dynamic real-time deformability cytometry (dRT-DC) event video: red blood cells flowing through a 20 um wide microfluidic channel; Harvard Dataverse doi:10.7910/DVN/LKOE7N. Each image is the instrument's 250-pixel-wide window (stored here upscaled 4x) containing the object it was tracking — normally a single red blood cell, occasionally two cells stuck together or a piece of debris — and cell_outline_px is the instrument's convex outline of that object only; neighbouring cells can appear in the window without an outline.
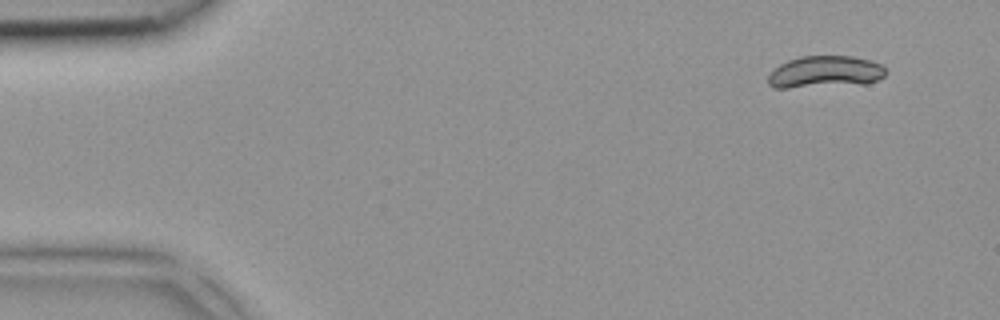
{"species": "common noctule bat (a hibernating species)", "species_latin": "Nyctalus noctula", "temperature_condition": "room temperature", "stored_images_in_passage": 5, "camera_frame_rate_fps": 3000, "um_per_image_px": 0.085, "animal": {"sex": "female", "body_mass_g": 18.4}, "frame": {"image": 1, "passage_image": 1, "time_ms": 0.0, "image_size_px": [1000, 320], "cell_outline_px": [[888, 72], [884, 76], [868, 84], [788, 88], [772, 88], [768, 84], [768, 76], [780, 64], [788, 60], [800, 56], [852, 56], [872, 60], [884, 64]], "centroid_in_image_um": [70.19, 6.12], "position_along_channel_um": 14.8, "area_um2": 22.31}}
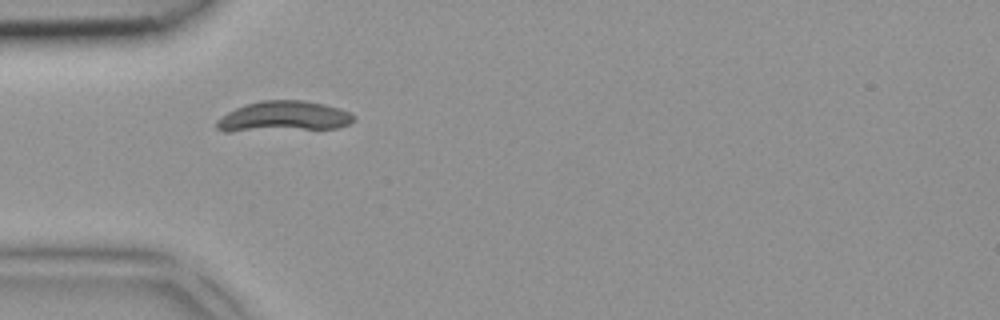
{"frame": {"image": 2, "passage_image": 4, "time_ms": 1.0, "image_size_px": [1000, 320], "cell_outline_px": [[356, 120], [348, 124], [336, 128], [228, 132], [224, 132], [216, 128], [216, 120], [228, 112], [236, 108], [260, 100], [304, 100], [324, 104], [340, 108], [352, 112], [356, 116]], "centroid_in_image_um": [24.13, 9.91], "position_along_channel_um": 60.9, "area_um2": 24.68}}